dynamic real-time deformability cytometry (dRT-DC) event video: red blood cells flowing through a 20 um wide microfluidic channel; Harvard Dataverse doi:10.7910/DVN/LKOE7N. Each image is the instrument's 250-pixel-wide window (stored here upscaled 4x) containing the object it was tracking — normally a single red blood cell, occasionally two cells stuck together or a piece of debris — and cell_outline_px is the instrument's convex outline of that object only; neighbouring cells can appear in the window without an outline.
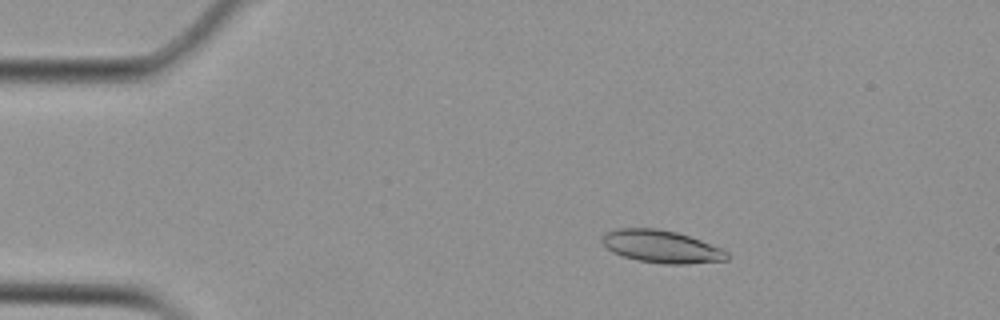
{"species": "Egyptian fruit bat (a non-hibernating species)", "species_latin": "Rousettus aegyptiacus", "temperature_condition": "cold", "stored_images_in_passage": 55, "camera_frame_rate_fps": 3000, "um_per_image_px": 0.085, "animal": {"sex": "female"}, "frame": {"image": 1, "passage_image": 9, "time_ms": 2.667, "image_size_px": [1000, 320], "cell_outline_px": [[728, 260], [684, 264], [664, 264], [640, 260], [624, 256], [612, 252], [600, 240], [608, 232], [616, 228], [656, 228], [676, 232], [724, 248], [728, 252]], "centroid_in_image_um": [56.26, 20.95], "position_along_channel_um": 28.7, "area_um2": 23.52}}
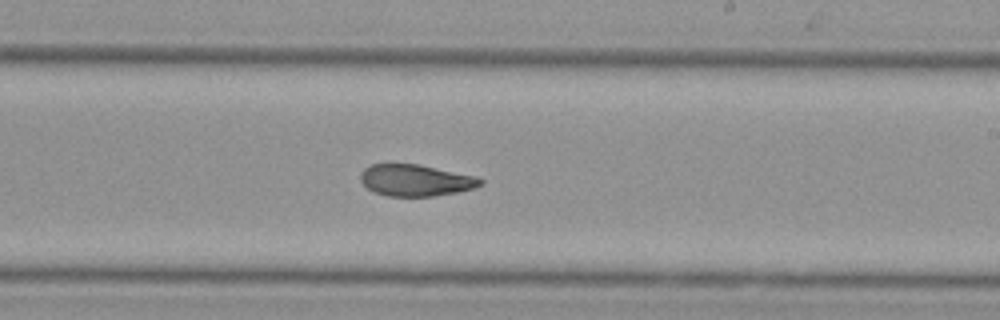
{"frame": {"image": 2, "passage_image": 32, "time_ms": 10.333, "image_size_px": [1000, 320], "cell_outline_px": [[484, 180], [480, 184], [472, 188], [456, 192], [432, 196], [388, 196], [376, 192], [368, 188], [360, 180], [360, 172], [364, 168], [372, 164], [420, 164], [476, 176]], "centroid_in_image_um": [35.31, 15.31], "position_along_channel_um": 253.7, "area_um2": 21.91}}
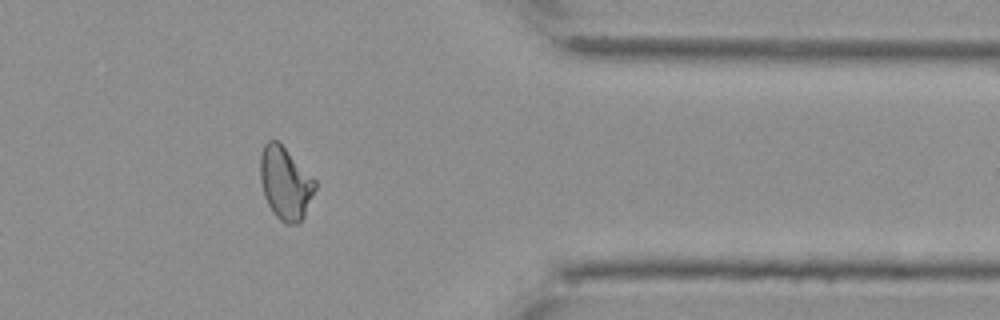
{"frame": {"image": 3, "passage_image": 44, "time_ms": 14.333, "image_size_px": [1000, 320], "cell_outline_px": [[316, 188], [304, 216], [300, 224], [284, 224], [272, 212], [264, 196], [260, 180], [260, 156], [264, 144], [268, 140], [276, 140], [316, 180]], "centroid_in_image_um": [24.24, 15.61], "position_along_channel_um": 387.2, "area_um2": 23.12}, "authors_computed_cell_mechanics": {"area_um2": 23.2934, "velocity_mm_per_s": 3.7417, "shape_relaxation_time_tau1_ms": 9.9374, "shape_relaxation_time_tau2_ms": 4.125, "deformation_change_tau1": 0.2045, "deformation_change_tau2": 0.1087}}